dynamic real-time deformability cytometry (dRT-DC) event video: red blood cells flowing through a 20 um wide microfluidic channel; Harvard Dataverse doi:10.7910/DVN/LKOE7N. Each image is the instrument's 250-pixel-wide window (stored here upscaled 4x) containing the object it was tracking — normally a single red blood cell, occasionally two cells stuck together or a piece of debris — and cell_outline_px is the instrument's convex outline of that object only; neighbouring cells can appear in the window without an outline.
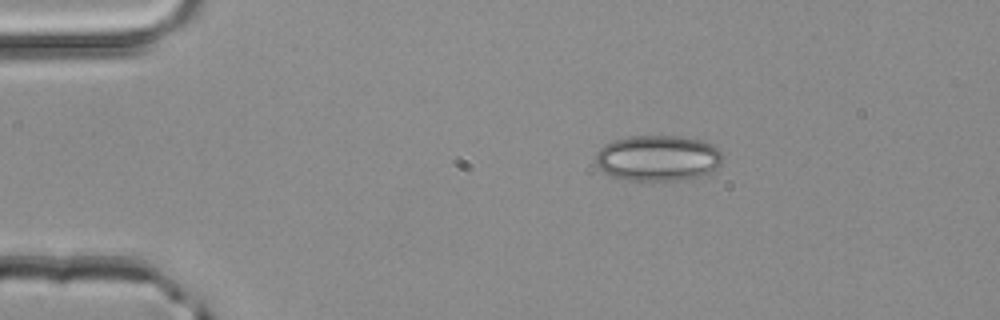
{"species": "common noctule bat (a hibernating species)", "species_latin": "Nyctalus noctula", "temperature_condition": "room temperature", "stored_images_in_passage": 2, "camera_frame_rate_fps": 3000, "um_per_image_px": 0.085, "animal": {"sex": "male", "body_mass_g": 20.4}, "frame": {"image": 1, "passage_image": 1, "time_ms": 0.0, "image_size_px": [1000, 320], "cell_outline_px": [[720, 164], [716, 168], [700, 176], [684, 180], [636, 180], [612, 176], [604, 172], [596, 164], [596, 152], [604, 144], [616, 140], [632, 136], [680, 136], [700, 140], [712, 144], [720, 152]], "centroid_in_image_um": [55.9, 13.43], "position_along_channel_um": 29.1, "area_um2": 33.52}}